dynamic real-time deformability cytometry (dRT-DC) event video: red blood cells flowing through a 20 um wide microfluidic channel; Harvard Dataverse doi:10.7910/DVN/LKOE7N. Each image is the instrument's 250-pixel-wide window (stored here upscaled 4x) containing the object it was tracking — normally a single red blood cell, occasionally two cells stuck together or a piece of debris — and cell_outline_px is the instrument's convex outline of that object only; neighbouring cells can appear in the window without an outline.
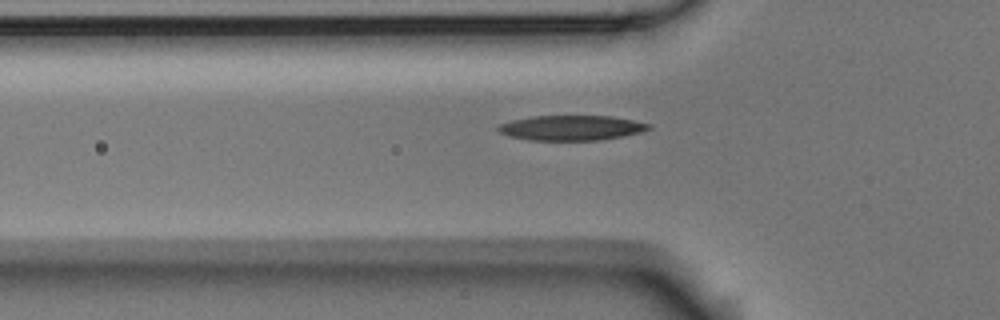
{"species": "Egyptian fruit bat (a non-hibernating species)", "species_latin": "Rousettus aegyptiacus", "temperature_condition": "room temperature", "stored_images_in_passage": 32, "camera_frame_rate_fps": 3000, "um_per_image_px": 0.085, "animal": {"sex": "male"}, "frame": {"image": 1, "passage_image": 4, "time_ms": 1.0, "image_size_px": [1000, 320], "cell_outline_px": [[652, 128], [640, 132], [600, 140], [528, 140], [508, 136], [500, 132], [496, 128], [500, 124], [512, 120], [532, 116], [612, 116], [652, 124]], "centroid_in_image_um": [48.55, 10.86], "position_along_channel_um": 77.2, "area_um2": 21.85}}
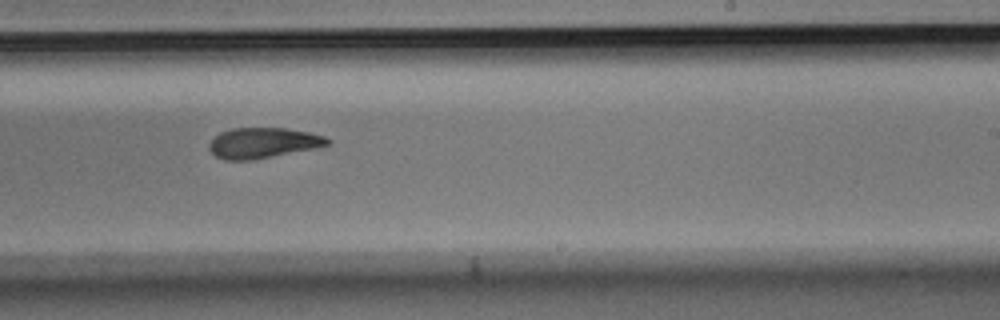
{"frame": {"image": 2, "passage_image": 19, "time_ms": 6.0, "image_size_px": [1000, 320], "cell_outline_px": [[332, 144], [252, 160], [224, 160], [216, 156], [208, 148], [208, 144], [220, 132], [232, 128], [284, 128], [308, 132], [324, 136], [332, 140]], "centroid_in_image_um": [22.34, 12.14], "position_along_channel_um": 266.7, "area_um2": 20.81}}
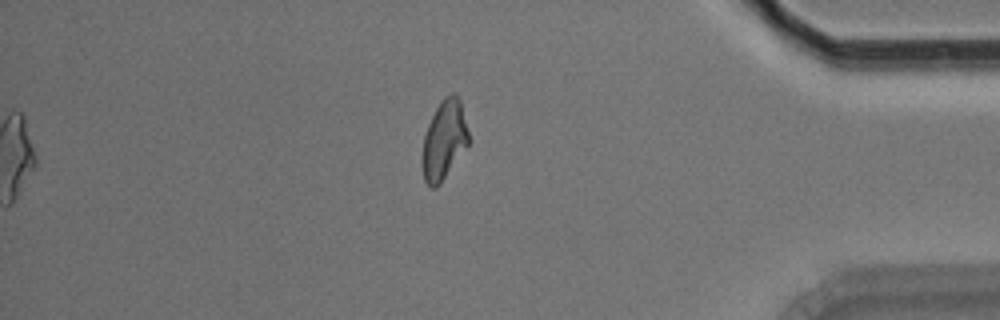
{"frame": {"image": 3, "passage_image": 32, "time_ms": 10.333, "image_size_px": [1000, 320], "cell_outline_px": [[468, 144], [440, 184], [436, 188], [432, 188], [424, 180], [424, 136], [428, 124], [440, 100], [444, 96], [452, 92], [460, 100], [468, 132]], "centroid_in_image_um": [37.76, 11.87], "position_along_channel_um": 397.4, "area_um2": 20.63}, "authors_computed_cell_mechanics": {"area_um2": 21.8773, "velocity_mm_per_s": 3.7649, "shape_relaxation_time_tau1_ms": 3.743, "shape_relaxation_time_tau2_ms": 5.1823, "deformation_change_tau1": 0.1582, "deformation_change_tau2": 0.1368}}